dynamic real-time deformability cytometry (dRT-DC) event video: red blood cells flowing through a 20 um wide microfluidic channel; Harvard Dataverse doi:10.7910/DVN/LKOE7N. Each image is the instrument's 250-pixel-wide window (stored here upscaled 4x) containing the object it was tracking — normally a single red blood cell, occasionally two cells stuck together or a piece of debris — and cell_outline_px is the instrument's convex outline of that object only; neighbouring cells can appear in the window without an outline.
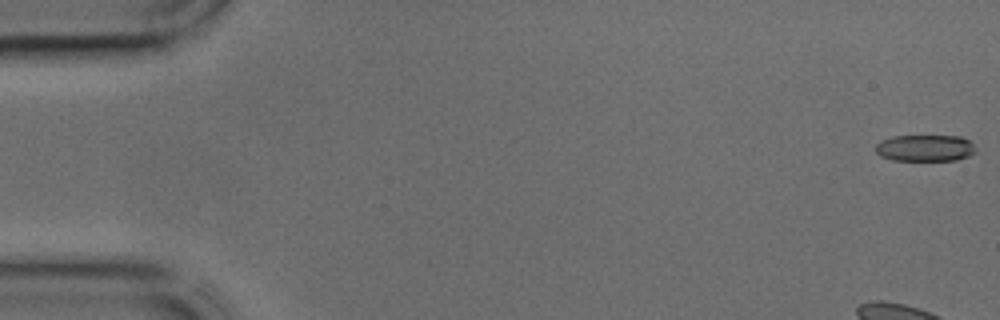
{"species": "common noctule bat (a hibernating species)", "species_latin": "Nyctalus noctula", "temperature_condition": "cold", "stored_images_in_passage": 14, "camera_frame_rate_fps": 3000, "um_per_image_px": 0.085, "animal": {"sex": "male", "body_mass_g": 17.9, "forearm_length_mm": 54.2}, "frame": {"image": 1, "passage_image": 1, "time_ms": 0.0, "image_size_px": [1000, 320], "cell_outline_px": [[976, 152], [968, 156], [956, 160], [892, 160], [880, 156], [876, 152], [876, 144], [880, 140], [892, 136], [960, 136], [968, 140], [972, 144]], "centroid_in_image_um": [78.6, 12.58], "position_along_channel_um": 6.4, "area_um2": 15.49}}